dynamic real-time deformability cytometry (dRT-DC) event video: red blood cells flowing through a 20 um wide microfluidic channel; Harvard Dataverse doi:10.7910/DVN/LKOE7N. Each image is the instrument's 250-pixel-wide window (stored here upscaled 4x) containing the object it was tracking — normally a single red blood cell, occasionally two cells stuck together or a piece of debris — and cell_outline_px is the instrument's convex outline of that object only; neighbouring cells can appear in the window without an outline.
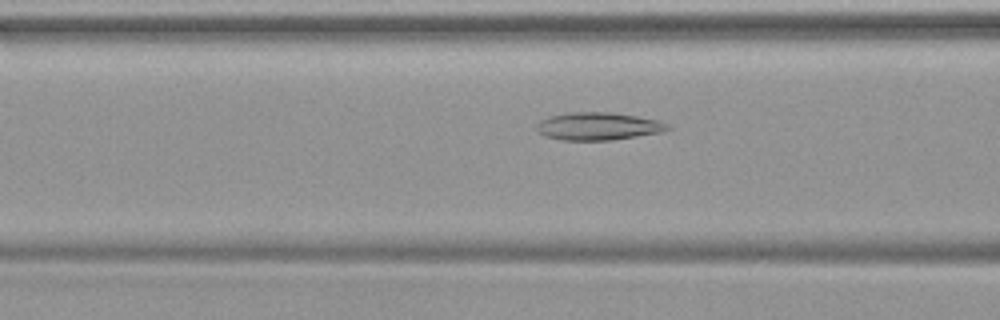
{"species": "common noctule bat (a hibernating species)", "species_latin": "Nyctalus noctula", "temperature_condition": "warm", "stored_images_in_passage": 48, "camera_frame_rate_fps": 3000, "um_per_image_px": 0.085, "animal": {"sex": "female", "body_mass_g": 19.9}, "frame": {"image": 1, "passage_image": 19, "time_ms": 6.0, "image_size_px": [1000, 320], "cell_outline_px": [[672, 128], [664, 132], [612, 140], [560, 140], [544, 136], [536, 132], [536, 124], [540, 120], [552, 116], [568, 112], [608, 112], [636, 116], [656, 120], [668, 124]], "centroid_in_image_um": [50.82, 10.74], "position_along_channel_um": 115.8, "area_um2": 21.27}}
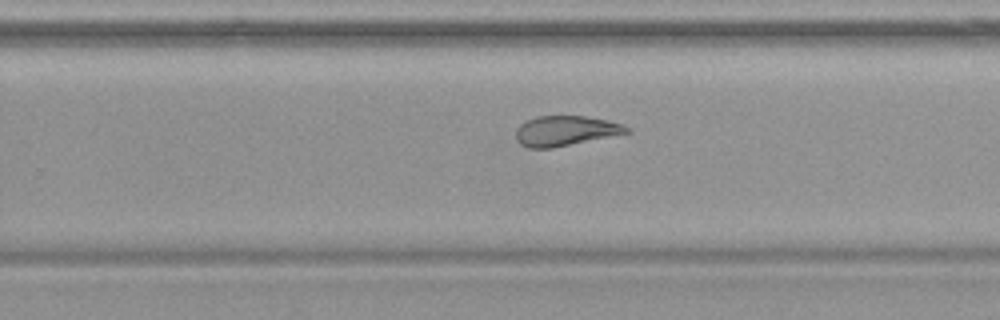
{"frame": {"image": 2, "passage_image": 31, "time_ms": 10.0, "image_size_px": [1000, 320], "cell_outline_px": [[632, 132], [552, 148], [528, 148], [520, 144], [516, 140], [516, 128], [520, 124], [536, 116], [584, 116], [608, 120], [624, 124]], "centroid_in_image_um": [48.06, 11.12], "position_along_channel_um": 281.7, "area_um2": 19.42}}
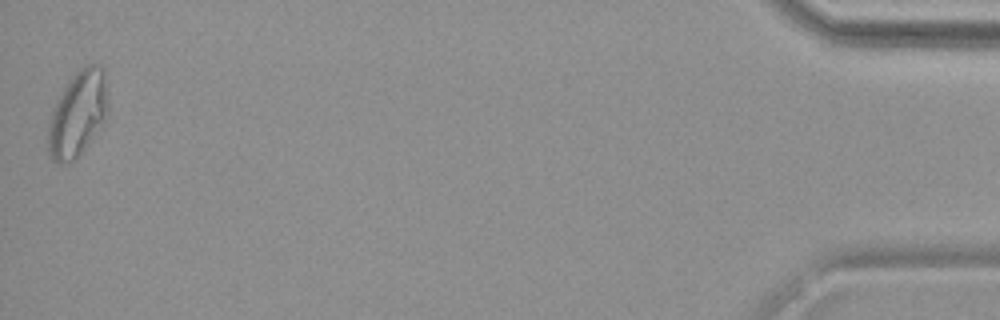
{"frame": {"image": 3, "passage_image": 48, "time_ms": 15.667, "image_size_px": [1000, 320], "cell_outline_px": [[108, 108], [104, 120], [80, 152], [72, 160], [60, 164], [52, 160], [48, 156], [48, 124], [52, 108], [56, 100], [68, 80], [80, 68], [88, 64], [104, 64], [108, 104]], "centroid_in_image_um": [6.59, 9.61], "position_along_channel_um": 428.6, "area_um2": 29.65}}